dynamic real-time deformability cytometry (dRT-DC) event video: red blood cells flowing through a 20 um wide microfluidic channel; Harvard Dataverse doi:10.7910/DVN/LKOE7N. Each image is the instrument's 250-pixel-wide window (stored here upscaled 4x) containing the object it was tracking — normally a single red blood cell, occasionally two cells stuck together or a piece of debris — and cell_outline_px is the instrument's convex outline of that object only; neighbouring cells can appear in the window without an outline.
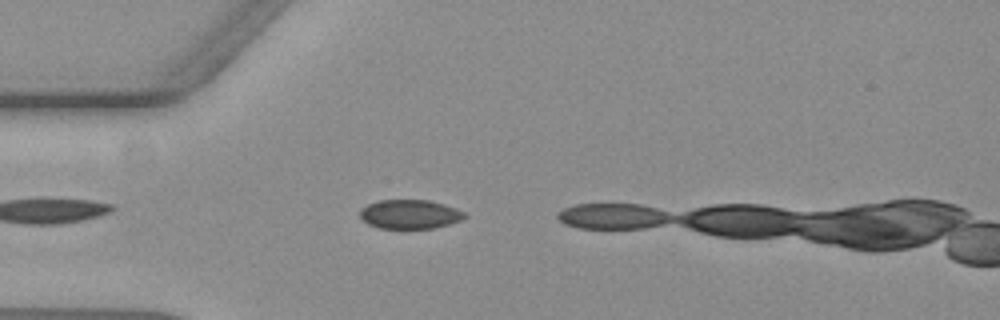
{"species": "common noctule bat (a hibernating species)", "species_latin": "Nyctalus noctula", "temperature_condition": "warm", "stored_images_in_passage": 7, "camera_frame_rate_fps": 3000, "um_per_image_px": 0.085, "animal": {"sex": "female", "body_mass_g": 19.3, "forearm_length_mm": 54.1}, "frame": {"image": 1, "passage_image": 5, "time_ms": 1.333, "image_size_px": [1000, 320], "cell_outline_px": [[468, 216], [460, 220], [448, 224], [432, 228], [380, 228], [368, 224], [360, 216], [360, 208], [368, 204], [380, 200], [428, 200], [444, 204], [456, 208], [464, 212]], "centroid_in_image_um": [34.83, 18.2], "position_along_channel_um": 50.2, "area_um2": 17.63}}